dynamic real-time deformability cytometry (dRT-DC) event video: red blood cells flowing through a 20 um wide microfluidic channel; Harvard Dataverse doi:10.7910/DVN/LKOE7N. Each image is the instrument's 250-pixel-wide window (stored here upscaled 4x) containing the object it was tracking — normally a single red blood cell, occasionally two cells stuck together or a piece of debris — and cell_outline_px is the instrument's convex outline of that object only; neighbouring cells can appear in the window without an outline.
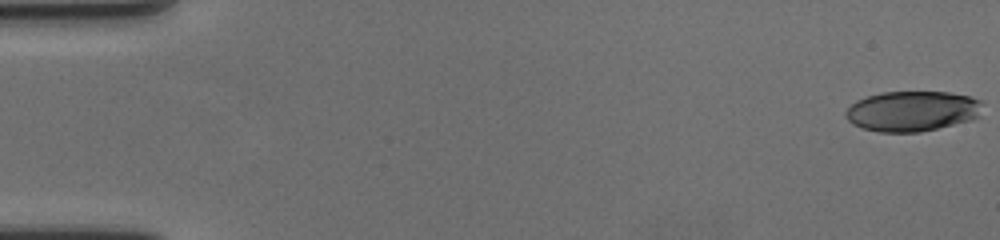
{"species": "human", "species_latin": "Homo sapiens", "temperature_condition": "cold", "stored_images_in_passage": 60, "camera_frame_rate_fps": 3000, "um_per_image_px": 0.085, "donor": {"sex": "female"}, "frame": {"image": 1, "passage_image": 1, "time_ms": 0.0, "image_size_px": [1000, 240], "cell_outline_px": [[984, 104], [980, 116], [972, 120], [920, 132], [880, 132], [864, 128], [852, 124], [844, 116], [844, 112], [856, 100], [880, 92], [948, 92], [968, 96], [984, 100]], "centroid_in_image_um": [77.58, 9.44], "position_along_channel_um": 7.4, "area_um2": 32.43}}
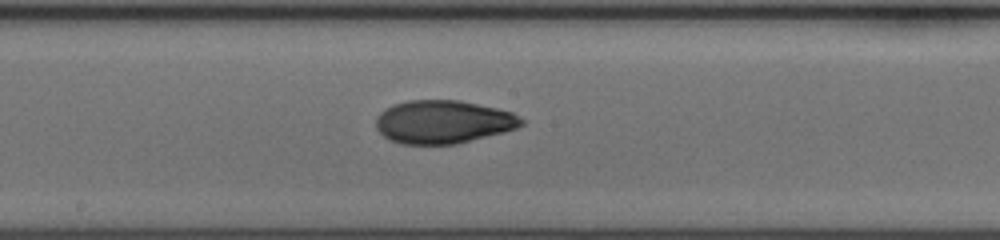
{"frame": {"image": 2, "passage_image": 33, "time_ms": 10.667, "image_size_px": [1000, 240], "cell_outline_px": [[524, 124], [516, 128], [504, 132], [456, 144], [400, 144], [388, 140], [376, 128], [376, 116], [384, 108], [392, 104], [408, 100], [460, 100], [496, 108], [512, 112], [524, 120]], "centroid_in_image_um": [37.64, 10.36], "position_along_channel_um": 210.6, "area_um2": 36.82}}
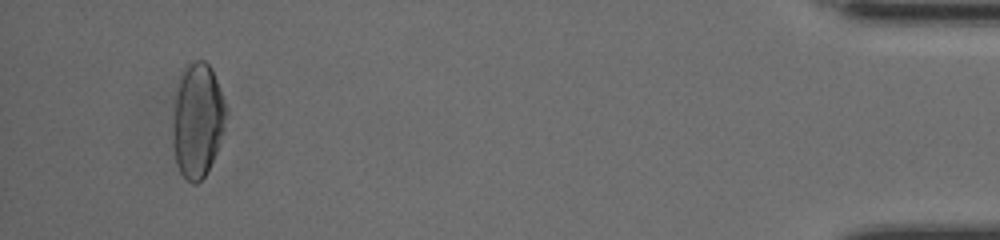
{"frame": {"image": 3, "passage_image": 57, "time_ms": 18.667, "image_size_px": [1000, 240], "cell_outline_px": [[228, 112], [216, 152], [204, 176], [196, 184], [192, 184], [180, 172], [176, 164], [172, 144], [172, 124], [176, 96], [180, 72], [192, 60], [204, 60], [212, 68]], "centroid_in_image_um": [16.77, 10.2], "position_along_channel_um": 418.4, "area_um2": 35.49}, "authors_computed_cell_mechanics": {"area_um2": 35.4314, "velocity_mm_per_s": 3.5245, "shape_relaxation_time_tau1_ms": 5.6837, "shape_relaxation_time_tau2_ms": 3.0077, "deformation_change_tau1": 0.1922, "deformation_change_tau2": 0.0825}}